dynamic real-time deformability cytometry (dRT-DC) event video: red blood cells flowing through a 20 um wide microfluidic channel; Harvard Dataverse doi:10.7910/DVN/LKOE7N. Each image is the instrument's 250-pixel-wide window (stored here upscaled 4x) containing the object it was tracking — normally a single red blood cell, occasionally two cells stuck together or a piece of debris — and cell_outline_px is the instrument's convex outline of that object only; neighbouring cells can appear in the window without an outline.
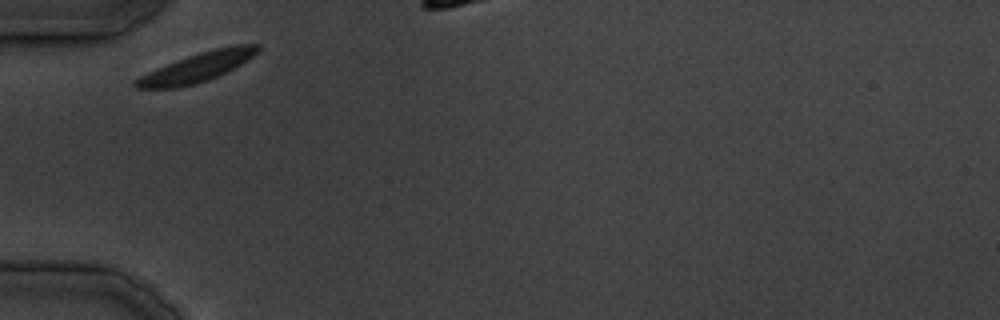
{"species": "common noctule bat (a hibernating species)", "species_latin": "Nyctalus noctula", "temperature_condition": "cold", "stored_images_in_passage": 6, "camera_frame_rate_fps": 3000, "um_per_image_px": 0.085, "animal": {"sex": "male", "body_mass_g": 19.5, "forearm_length_mm": 54.6}, "frame": {"image": 1, "passage_image": 1, "time_ms": 0.0, "image_size_px": [1000, 320], "cell_outline_px": [[260, 48], [252, 56], [240, 64], [208, 80], [196, 84], [176, 88], [136, 88], [132, 84], [132, 80], [156, 68], [176, 60], [200, 52], [216, 48], [236, 44], [260, 44]], "centroid_in_image_um": [16.7, 5.73], "position_along_channel_um": 68.3, "area_um2": 20.46}}